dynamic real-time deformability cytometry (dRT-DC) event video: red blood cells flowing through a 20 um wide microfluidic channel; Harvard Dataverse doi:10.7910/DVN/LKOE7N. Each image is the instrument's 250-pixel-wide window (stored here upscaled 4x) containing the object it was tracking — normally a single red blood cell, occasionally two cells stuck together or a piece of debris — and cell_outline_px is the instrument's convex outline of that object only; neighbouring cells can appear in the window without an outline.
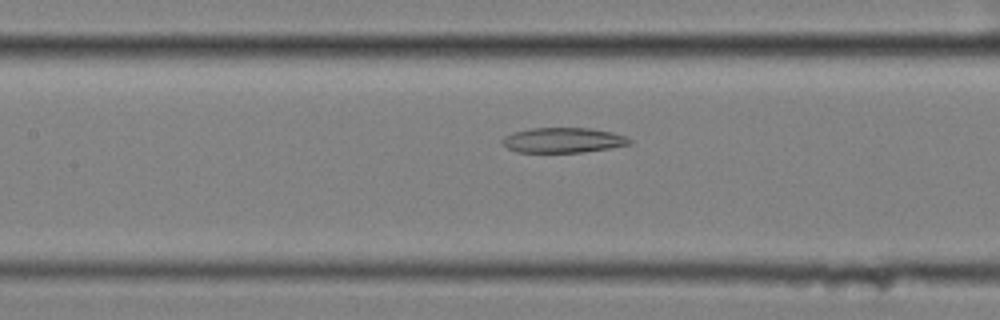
{"species": "common noctule bat (a hibernating species)", "species_latin": "Nyctalus noctula", "temperature_condition": "cold", "stored_images_in_passage": 58, "segment_of_instrument_passage": [2, 2], "camera_frame_rate_fps": 3000, "um_per_image_px": 0.085, "animal": {"sex": "female", "body_mass_g": 25.1}, "frame": {"image": 1, "passage_image": 27, "time_ms": 8.667, "image_size_px": [1000, 320], "cell_outline_px": [[632, 144], [584, 152], [516, 152], [508, 148], [500, 140], [504, 136], [512, 132], [532, 128], [588, 128], [612, 132], [624, 136], [632, 140]], "centroid_in_image_um": [47.84, 11.91], "position_along_channel_um": 159.6, "area_um2": 18.55}}
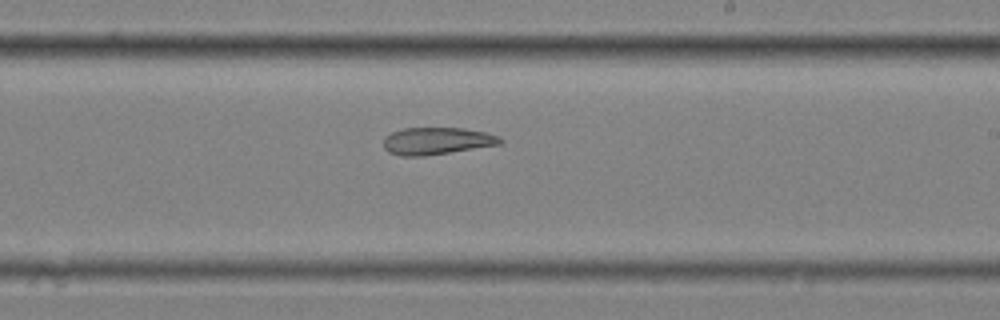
{"frame": {"image": 2, "passage_image": 35, "time_ms": 11.333, "image_size_px": [1000, 320], "cell_outline_px": [[504, 144], [424, 156], [400, 156], [388, 152], [384, 148], [384, 140], [392, 132], [404, 128], [464, 128], [488, 132], [500, 136], [504, 140]], "centroid_in_image_um": [37.2, 11.98], "position_along_channel_um": 251.8, "area_um2": 18.67}}
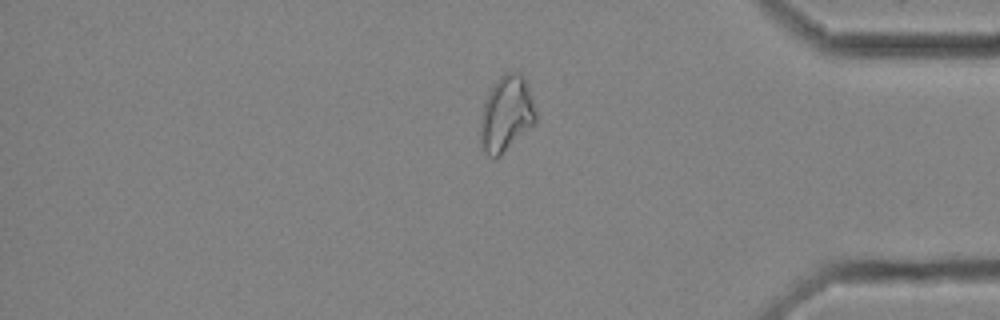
{"frame": {"image": 3, "passage_image": 49, "time_ms": 16.0, "image_size_px": [1000, 320], "cell_outline_px": [[536, 124], [500, 156], [488, 156], [484, 152], [480, 136], [480, 116], [484, 100], [488, 92], [496, 80], [504, 72], [520, 72], [532, 96], [536, 112]], "centroid_in_image_um": [43.03, 9.68], "position_along_channel_um": 392.2, "area_um2": 24.68}}